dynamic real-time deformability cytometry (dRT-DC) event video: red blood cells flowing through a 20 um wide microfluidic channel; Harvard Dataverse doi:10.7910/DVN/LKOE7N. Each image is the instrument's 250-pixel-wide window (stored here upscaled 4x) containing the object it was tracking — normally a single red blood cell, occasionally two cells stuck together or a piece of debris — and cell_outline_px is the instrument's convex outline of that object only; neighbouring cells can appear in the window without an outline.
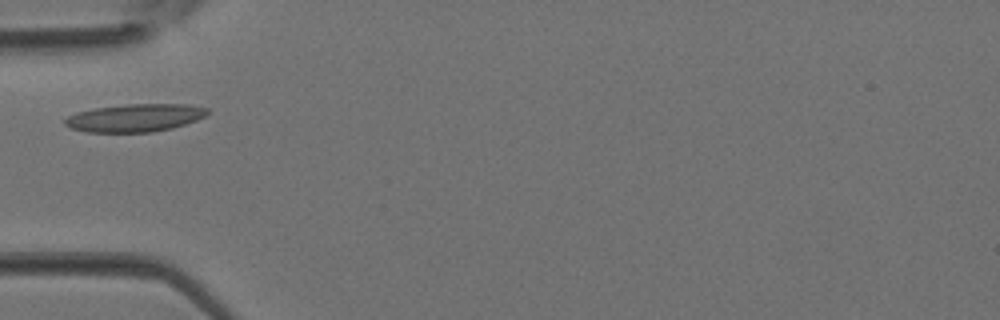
{"species": "Egyptian fruit bat (a non-hibernating species)", "species_latin": "Rousettus aegyptiacus", "temperature_condition": "room temperature", "stored_images_in_passage": 2, "camera_frame_rate_fps": 3000, "um_per_image_px": 0.085, "animal": {"sex": "female"}, "frame": {"image": 1, "passage_image": 2, "time_ms": 0.333, "image_size_px": [1000, 320], "cell_outline_px": [[208, 112], [204, 116], [196, 120], [172, 128], [152, 132], [88, 132], [72, 128], [64, 124], [64, 120], [68, 116], [76, 112], [92, 108], [128, 104], [188, 104], [208, 108]], "centroid_in_image_um": [11.45, 10.01], "position_along_channel_um": 73.5, "area_um2": 23.06}}